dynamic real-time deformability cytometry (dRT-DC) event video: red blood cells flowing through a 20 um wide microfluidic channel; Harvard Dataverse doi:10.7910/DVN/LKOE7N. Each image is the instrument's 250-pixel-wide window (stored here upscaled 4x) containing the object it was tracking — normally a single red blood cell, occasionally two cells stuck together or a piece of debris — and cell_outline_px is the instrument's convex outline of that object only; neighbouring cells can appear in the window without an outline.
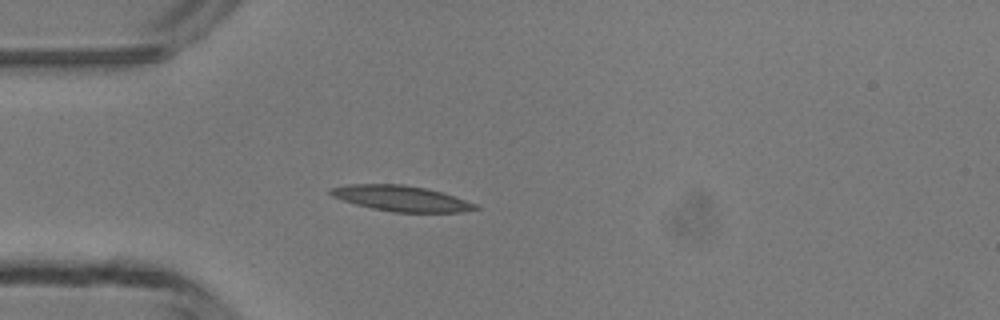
{"species": "common noctule bat (a hibernating species)", "species_latin": "Nyctalus noctula", "temperature_condition": "room temperature", "stored_images_in_passage": 4, "camera_frame_rate_fps": 3000, "um_per_image_px": 0.085, "animal": {"sex": "male", "body_mass_g": 13.3}, "frame": {"image": 1, "passage_image": 4, "time_ms": 3.333, "image_size_px": [1000, 320], "cell_outline_px": [[480, 208], [460, 212], [392, 212], [372, 208], [356, 204], [332, 196], [328, 192], [328, 188], [348, 184], [404, 184], [444, 192], [476, 204]], "centroid_in_image_um": [34.08, 16.85], "position_along_channel_um": 50.9, "area_um2": 21.56}}